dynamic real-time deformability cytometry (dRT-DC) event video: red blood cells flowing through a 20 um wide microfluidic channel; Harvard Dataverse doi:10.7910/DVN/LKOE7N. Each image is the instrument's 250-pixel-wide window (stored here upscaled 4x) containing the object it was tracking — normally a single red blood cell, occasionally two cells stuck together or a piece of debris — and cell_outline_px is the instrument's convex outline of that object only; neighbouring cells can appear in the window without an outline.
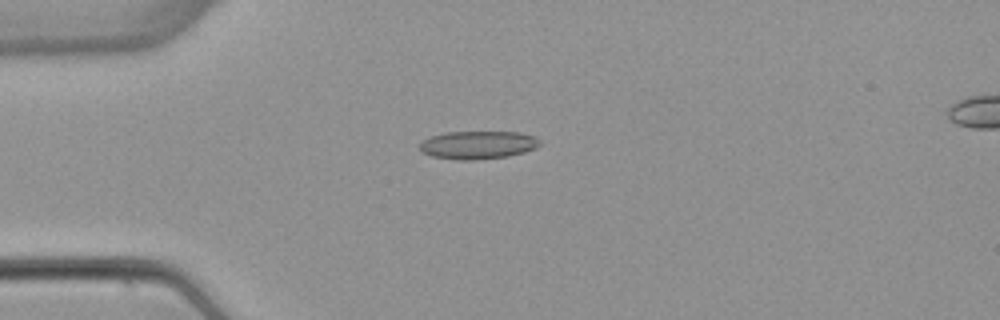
{"species": "common noctule bat (a hibernating species)", "species_latin": "Nyctalus noctula", "temperature_condition": "warm", "stored_images_in_passage": 2, "camera_frame_rate_fps": 3000, "um_per_image_px": 0.085, "animal": {"sex": "female", "body_mass_g": 22.7, "forearm_length_mm": 54.2}, "frame": {"image": 1, "passage_image": 1, "time_ms": 0.0, "image_size_px": [1000, 320], "cell_outline_px": [[540, 144], [536, 148], [524, 152], [508, 156], [476, 160], [460, 160], [432, 156], [420, 152], [420, 140], [444, 132], [520, 132], [536, 136], [540, 140]], "centroid_in_image_um": [40.62, 12.32], "position_along_channel_um": 44.4, "area_um2": 19.83}}